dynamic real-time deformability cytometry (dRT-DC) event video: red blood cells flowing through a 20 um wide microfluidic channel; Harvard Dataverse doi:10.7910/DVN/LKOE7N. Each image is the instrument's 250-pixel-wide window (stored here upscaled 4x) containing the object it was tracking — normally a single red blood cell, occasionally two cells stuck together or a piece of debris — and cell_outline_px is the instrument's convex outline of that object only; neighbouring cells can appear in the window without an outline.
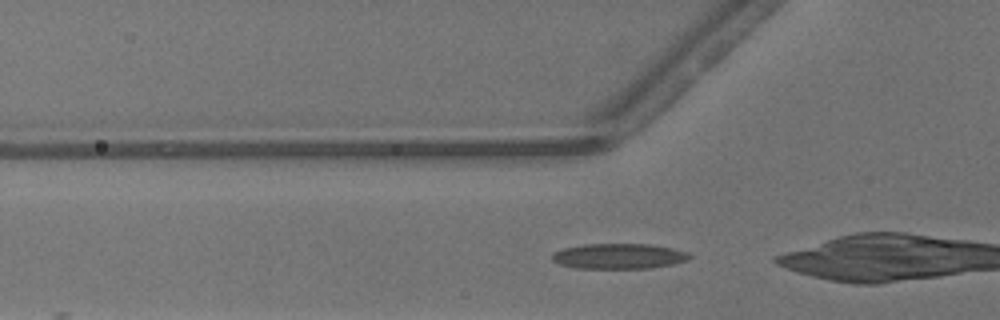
{"species": "common noctule bat (a hibernating species)", "species_latin": "Nyctalus noctula", "temperature_condition": "warm", "stored_images_in_passage": 16, "camera_frame_rate_fps": 3000, "um_per_image_px": 0.085, "animal": {"sex": "male", "body_mass_g": 13.3}, "frame": {"image": 1, "passage_image": 2, "time_ms": 0.333, "image_size_px": [1000, 320], "cell_outline_px": [[692, 256], [688, 260], [672, 264], [648, 268], [576, 268], [560, 264], [552, 260], [552, 252], [564, 248], [584, 244], [652, 244], [672, 248], [688, 252]], "centroid_in_image_um": [52.6, 21.77], "position_along_channel_um": 73.2, "area_um2": 20.29}}
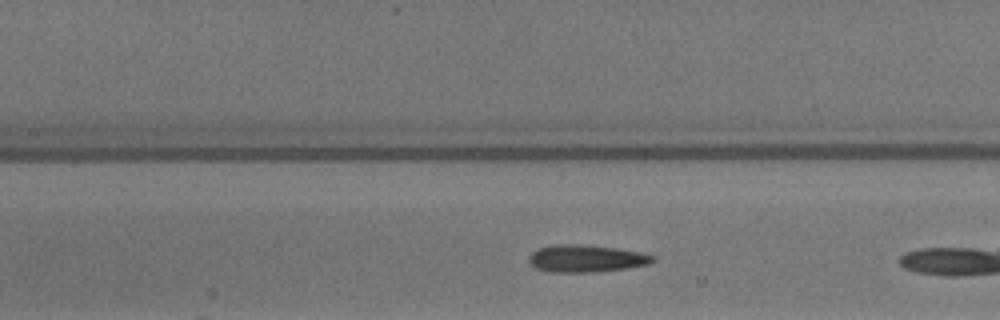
{"frame": {"image": 2, "passage_image": 8, "time_ms": 2.333, "image_size_px": [1000, 320], "cell_outline_px": [[656, 260], [648, 264], [628, 268], [592, 272], [552, 272], [536, 268], [528, 260], [528, 256], [532, 252], [540, 248], [552, 244], [580, 244], [616, 248], [640, 252], [656, 256]], "centroid_in_image_um": [49.83, 21.97], "position_along_channel_um": 157.6, "area_um2": 19.71}}
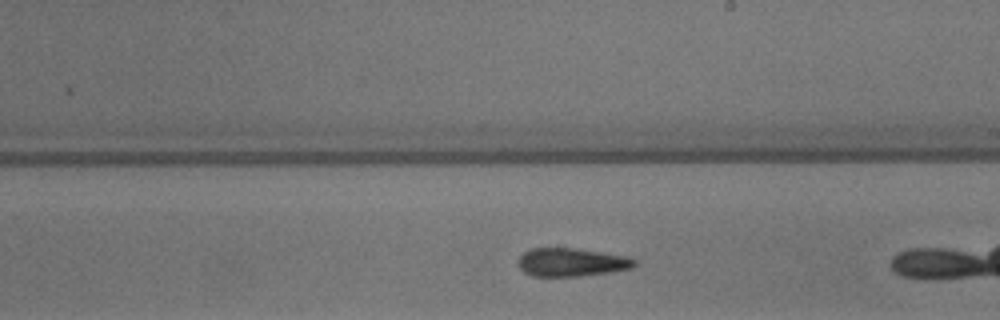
{"frame": {"image": 3, "passage_image": 14, "time_ms": 4.333, "image_size_px": [1000, 320], "cell_outline_px": [[636, 264], [632, 268], [608, 272], [580, 276], [532, 276], [524, 272], [520, 268], [516, 260], [524, 252], [532, 248], [572, 248], [600, 252], [624, 256], [636, 260]], "centroid_in_image_um": [48.52, 22.29], "position_along_channel_um": 240.5, "area_um2": 19.02}}